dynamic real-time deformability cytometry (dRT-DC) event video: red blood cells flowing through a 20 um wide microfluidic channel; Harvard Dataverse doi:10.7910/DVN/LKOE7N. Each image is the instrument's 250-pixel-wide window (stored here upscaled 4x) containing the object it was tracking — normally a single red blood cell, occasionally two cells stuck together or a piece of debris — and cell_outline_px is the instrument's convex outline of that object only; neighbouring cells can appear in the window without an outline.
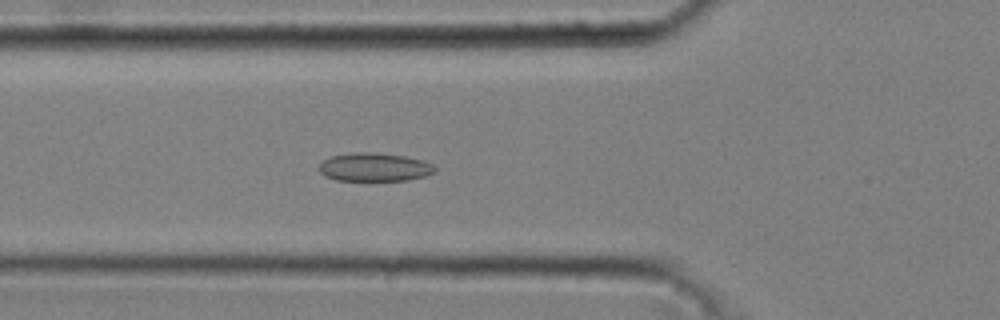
{"species": "common noctule bat (a hibernating species)", "species_latin": "Nyctalus noctula", "temperature_condition": "cold", "stored_images_in_passage": 19, "camera_frame_rate_fps": 3000, "um_per_image_px": 0.085, "animal": {"sex": "male", "body_mass_g": 20.4}, "frame": {"image": 1, "passage_image": 18, "time_ms": 5.667, "image_size_px": [1000, 320], "cell_outline_px": [[436, 172], [424, 176], [408, 180], [336, 180], [324, 176], [316, 168], [324, 160], [332, 156], [352, 152], [368, 152], [404, 156], [424, 160], [432, 164], [436, 168]], "centroid_in_image_um": [31.81, 14.21], "position_along_channel_um": 94.0, "area_um2": 19.19}}